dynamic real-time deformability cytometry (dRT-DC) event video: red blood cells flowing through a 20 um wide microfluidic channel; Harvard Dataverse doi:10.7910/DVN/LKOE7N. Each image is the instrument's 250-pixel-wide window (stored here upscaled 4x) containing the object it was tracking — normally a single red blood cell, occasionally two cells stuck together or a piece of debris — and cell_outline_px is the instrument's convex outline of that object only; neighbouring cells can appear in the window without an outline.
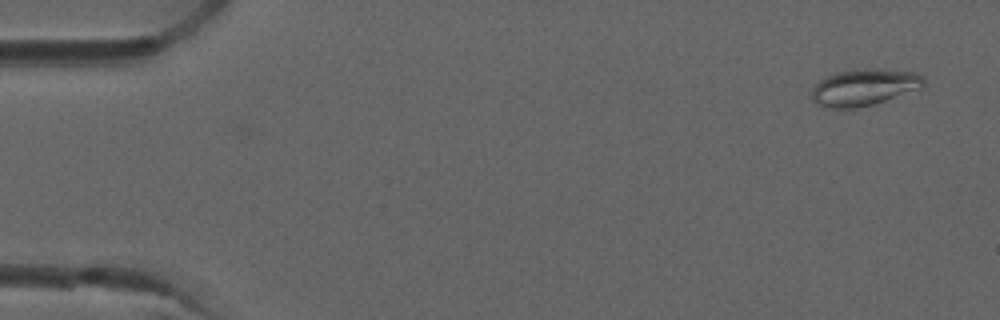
{"species": "common noctule bat (a hibernating species)", "species_latin": "Nyctalus noctula", "temperature_condition": "room temperature", "stored_images_in_passage": 2, "camera_frame_rate_fps": 3000, "um_per_image_px": 0.085, "animal": {"sex": "male", "forearm_length_mm": 52.5}, "frame": {"image": 1, "passage_image": 1, "time_ms": 0.0, "image_size_px": [1000, 320], "cell_outline_px": [[924, 88], [872, 104], [856, 108], [832, 108], [816, 104], [808, 96], [812, 88], [820, 80], [836, 72], [876, 68], [916, 72], [924, 80]], "centroid_in_image_um": [73.43, 7.43], "position_along_channel_um": 11.6, "area_um2": 23.93}}